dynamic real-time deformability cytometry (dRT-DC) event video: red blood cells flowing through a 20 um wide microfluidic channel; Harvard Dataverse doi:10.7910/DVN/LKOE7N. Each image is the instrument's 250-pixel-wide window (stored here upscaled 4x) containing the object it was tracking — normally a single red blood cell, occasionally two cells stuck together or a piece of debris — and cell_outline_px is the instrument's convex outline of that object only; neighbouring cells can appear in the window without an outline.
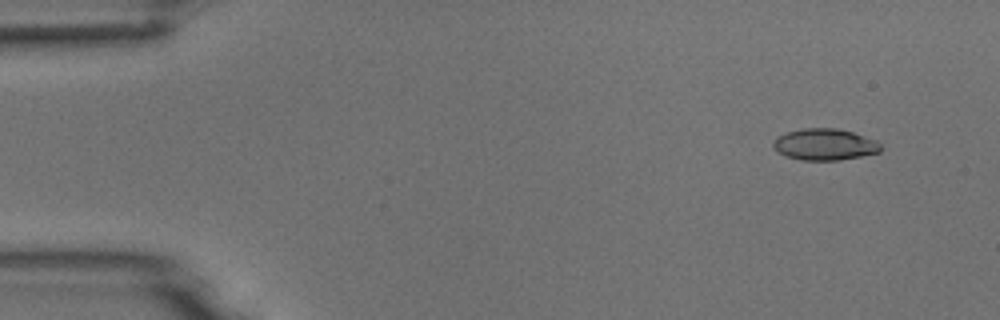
{"species": "common noctule bat (a hibernating species)", "species_latin": "Nyctalus noctula", "temperature_condition": "room temperature", "stored_images_in_passage": 5, "camera_frame_rate_fps": 3000, "um_per_image_px": 0.085, "animal": {"sex": "male", "body_mass_g": 18.8}, "frame": {"image": 1, "passage_image": 2, "time_ms": 1.333, "image_size_px": [1000, 320], "cell_outline_px": [[880, 152], [840, 160], [800, 160], [784, 156], [776, 152], [772, 148], [772, 144], [776, 136], [788, 132], [804, 128], [836, 128], [852, 132], [876, 140], [880, 144]], "centroid_in_image_um": [70.04, 12.28], "position_along_channel_um": 15.0, "area_um2": 19.83}}
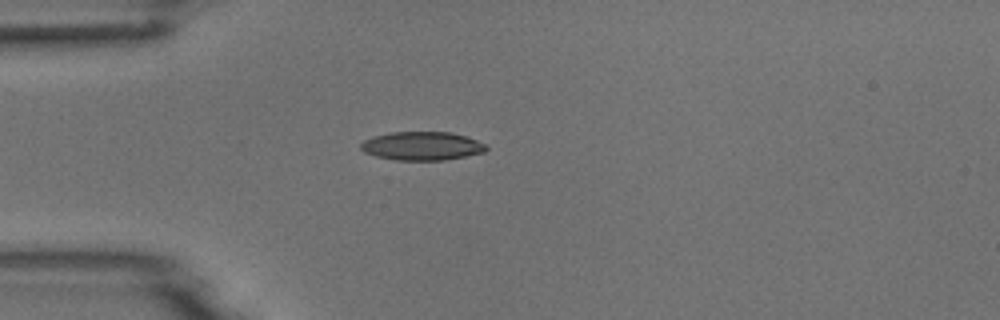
{"frame": {"image": 2, "passage_image": 5, "time_ms": 4.667, "image_size_px": [1000, 320], "cell_outline_px": [[488, 148], [484, 152], [444, 160], [396, 160], [376, 156], [364, 152], [360, 148], [360, 144], [364, 140], [376, 136], [392, 132], [452, 132], [468, 136], [484, 144]], "centroid_in_image_um": [35.87, 12.4], "position_along_channel_um": 49.1, "area_um2": 20.75}}